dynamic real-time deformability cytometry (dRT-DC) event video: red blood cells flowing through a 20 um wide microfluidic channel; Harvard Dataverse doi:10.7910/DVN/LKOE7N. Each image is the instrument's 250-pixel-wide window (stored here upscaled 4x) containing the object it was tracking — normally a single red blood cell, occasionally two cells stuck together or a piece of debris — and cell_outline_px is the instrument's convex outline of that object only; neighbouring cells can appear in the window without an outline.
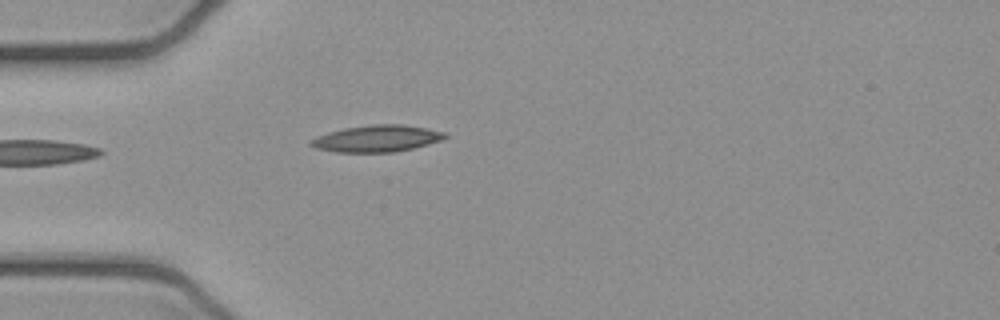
{"species": "common noctule bat (a hibernating species)", "species_latin": "Nyctalus noctula", "temperature_condition": "cold", "stored_images_in_passage": 3, "camera_frame_rate_fps": 3000, "um_per_image_px": 0.085, "animal": {"sex": "female", "body_mass_g": 21.9}, "frame": {"image": 1, "passage_image": 3, "time_ms": 0.667, "image_size_px": [1000, 320], "cell_outline_px": [[448, 136], [440, 140], [428, 144], [396, 152], [336, 152], [316, 148], [308, 144], [308, 140], [316, 136], [328, 132], [344, 128], [372, 124], [404, 124], [448, 132]], "centroid_in_image_um": [32.02, 11.77], "position_along_channel_um": 53.0, "area_um2": 21.04}}